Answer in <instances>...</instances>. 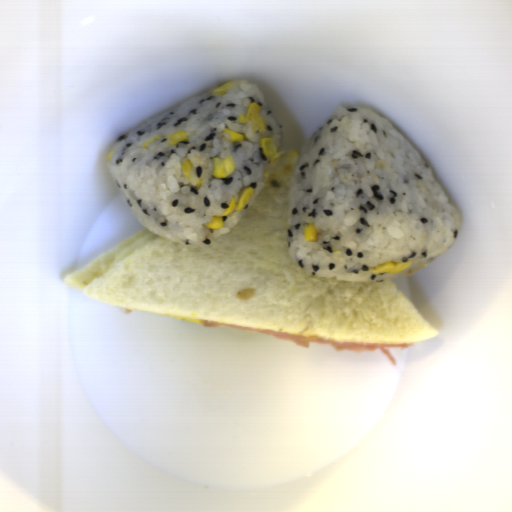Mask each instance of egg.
<instances>
[{
	"instance_id": "egg-1",
	"label": "egg",
	"mask_w": 512,
	"mask_h": 512,
	"mask_svg": "<svg viewBox=\"0 0 512 512\" xmlns=\"http://www.w3.org/2000/svg\"><path fill=\"white\" fill-rule=\"evenodd\" d=\"M128 310H134V311L146 312V313H151V314H157V315H162V316H166V317H171V318H175V319H180V320H184V321H188V322H193V323L204 325L203 322H202L204 320L192 319V318H187V317H182V316H176V315H171V314H166V313H161V312L142 310V309H136V308H130V307H129Z\"/></svg>"
}]
</instances>
